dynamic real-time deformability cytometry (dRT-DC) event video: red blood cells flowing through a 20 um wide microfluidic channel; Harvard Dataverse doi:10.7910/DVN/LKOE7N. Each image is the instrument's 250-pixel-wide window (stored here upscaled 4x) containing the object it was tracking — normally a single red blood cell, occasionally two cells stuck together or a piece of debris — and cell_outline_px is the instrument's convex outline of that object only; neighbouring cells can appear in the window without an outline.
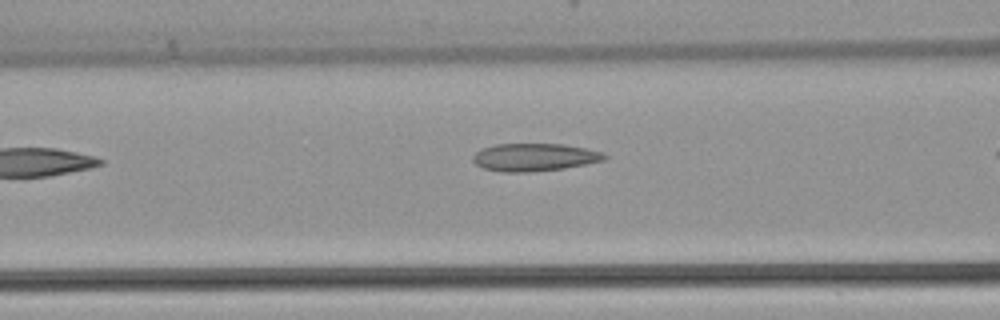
{"species": "common noctule bat (a hibernating species)", "species_latin": "Nyctalus noctula", "temperature_condition": "warm", "stored_images_in_passage": 5, "segment_of_instrument_passage": [1, 2], "camera_frame_rate_fps": 3000, "um_per_image_px": 0.085, "animal": {"sex": "female", "body_mass_g": 22.7, "forearm_length_mm": 54.2}, "frame": {"image": 1, "passage_image": 3, "time_ms": 0.667, "image_size_px": [1000, 320], "cell_outline_px": [[608, 156], [604, 160], [564, 168], [532, 172], [500, 172], [484, 168], [476, 164], [472, 160], [472, 156], [476, 152], [484, 148], [496, 144], [564, 144], [604, 152]], "centroid_in_image_um": [45.42, 13.37], "position_along_channel_um": 121.2, "area_um2": 21.21}}